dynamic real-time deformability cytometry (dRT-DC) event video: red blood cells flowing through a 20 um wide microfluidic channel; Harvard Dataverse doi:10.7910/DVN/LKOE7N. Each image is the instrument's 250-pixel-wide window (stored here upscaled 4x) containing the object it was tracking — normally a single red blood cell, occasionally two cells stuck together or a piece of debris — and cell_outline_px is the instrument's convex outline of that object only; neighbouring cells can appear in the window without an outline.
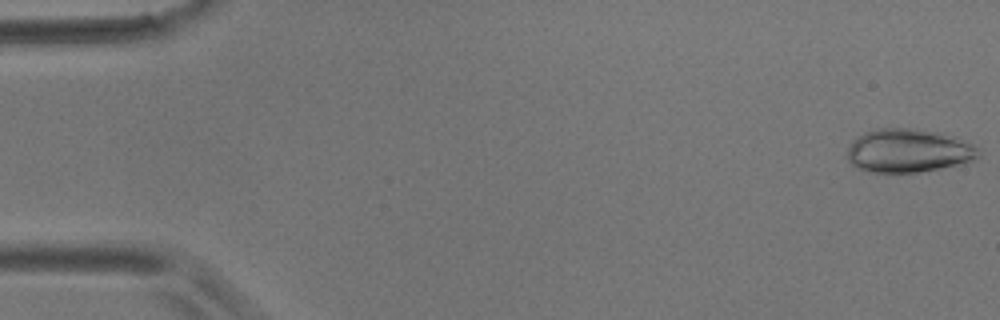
{"species": "common noctule bat (a hibernating species)", "species_latin": "Nyctalus noctula", "temperature_condition": "room temperature", "stored_images_in_passage": 6, "camera_frame_rate_fps": 3000, "um_per_image_px": 0.085, "animal": {"sex": "male", "body_mass_g": 17.9}, "frame": {"image": 1, "passage_image": 6, "time_ms": 6.0, "image_size_px": [1000, 320], "cell_outline_px": [[980, 156], [972, 160], [940, 168], [920, 172], [868, 172], [856, 168], [848, 160], [848, 148], [852, 140], [864, 132], [880, 128], [912, 128], [936, 132], [952, 136], [972, 144], [976, 148]], "centroid_in_image_um": [77.15, 12.81], "position_along_channel_um": 7.8, "area_um2": 33.0}}